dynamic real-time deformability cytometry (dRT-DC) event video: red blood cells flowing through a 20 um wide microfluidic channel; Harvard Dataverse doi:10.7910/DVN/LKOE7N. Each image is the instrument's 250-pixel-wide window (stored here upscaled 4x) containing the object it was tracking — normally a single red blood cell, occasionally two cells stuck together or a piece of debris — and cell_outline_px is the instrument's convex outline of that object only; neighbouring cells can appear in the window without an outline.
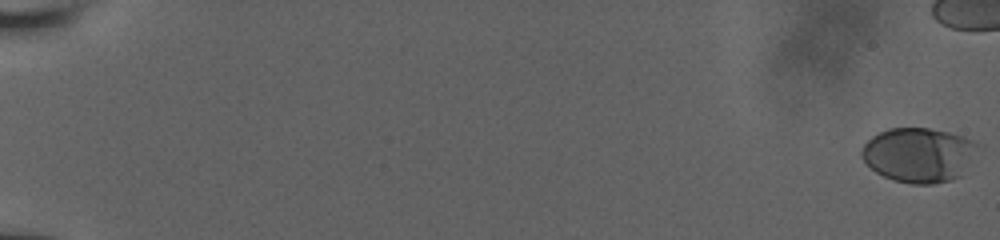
{"species": "human", "species_latin": "Homo sapiens", "temperature_condition": "room temperature", "stored_images_in_passage": 37, "camera_frame_rate_fps": 3000, "um_per_image_px": 0.085, "donor": {"sex": "male"}, "frame": {"image": 1, "passage_image": 1, "time_ms": 0.0, "image_size_px": [1000, 240], "cell_outline_px": [[976, 144], [960, 176], [952, 180], [932, 184], [912, 184], [896, 180], [884, 176], [876, 172], [860, 156], [860, 152], [864, 144], [872, 136], [888, 128], [928, 128], [948, 132], [964, 136], [972, 140]], "centroid_in_image_um": [78.02, 13.15], "position_along_channel_um": 7.0, "area_um2": 36.18}}
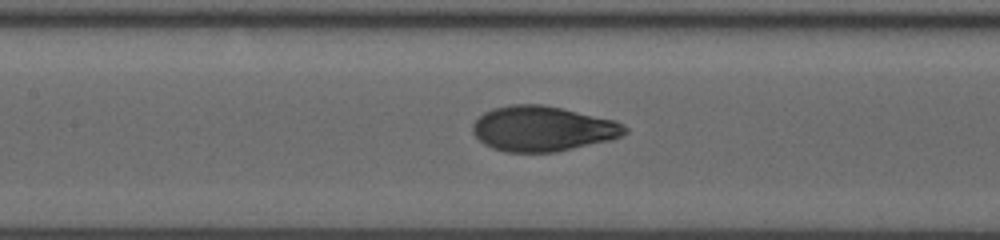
{"frame": {"image": 2, "passage_image": 26, "time_ms": 10.0, "image_size_px": [1000, 240], "cell_outline_px": [[628, 132], [612, 140], [556, 152], [504, 152], [492, 148], [484, 144], [472, 132], [472, 124], [484, 112], [492, 108], [512, 104], [540, 104], [560, 108], [616, 120], [624, 124], [628, 128]], "centroid_in_image_um": [46.14, 10.94], "position_along_channel_um": 161.3, "area_um2": 40.23}}
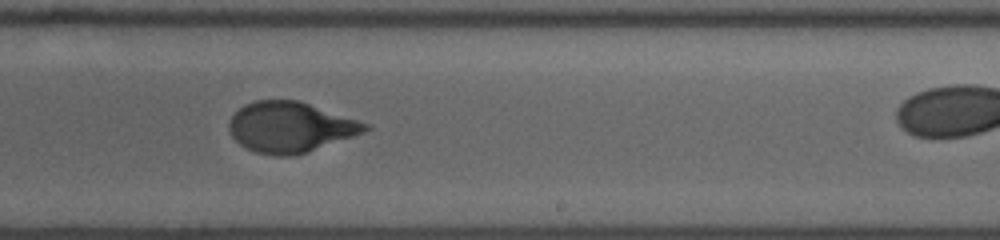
{"frame": {"image": 3, "passage_image": 34, "time_ms": 12.667, "image_size_px": [1000, 240], "cell_outline_px": [[372, 128], [364, 132], [308, 152], [292, 156], [276, 156], [256, 152], [244, 148], [232, 136], [228, 128], [228, 124], [232, 116], [244, 104], [256, 100], [300, 100], [368, 124]], "centroid_in_image_um": [24.65, 10.81], "position_along_channel_um": 264.3, "area_um2": 39.88}}